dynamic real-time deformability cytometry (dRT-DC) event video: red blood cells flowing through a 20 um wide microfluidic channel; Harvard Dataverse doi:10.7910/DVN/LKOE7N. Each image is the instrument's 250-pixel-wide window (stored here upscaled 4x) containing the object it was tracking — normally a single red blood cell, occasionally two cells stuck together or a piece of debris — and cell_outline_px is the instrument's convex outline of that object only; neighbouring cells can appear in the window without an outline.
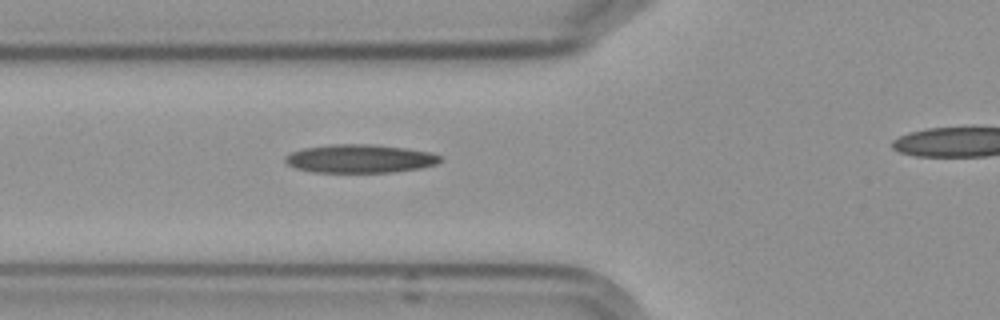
{"species": "Egyptian fruit bat (a non-hibernating species)", "species_latin": "Rousettus aegyptiacus", "temperature_condition": "cold", "stored_images_in_passage": 6, "camera_frame_rate_fps": 3000, "um_per_image_px": 0.085, "frame": {"image": 1, "passage_image": 6, "time_ms": 6.0, "image_size_px": [1000, 320], "cell_outline_px": [[444, 160], [436, 164], [420, 168], [392, 172], [312, 172], [296, 168], [288, 164], [284, 160], [284, 156], [292, 152], [304, 148], [332, 144], [372, 144], [404, 148], [432, 152], [440, 156]], "centroid_in_image_um": [30.61, 13.48], "position_along_channel_um": 95.2, "area_um2": 25.66}}